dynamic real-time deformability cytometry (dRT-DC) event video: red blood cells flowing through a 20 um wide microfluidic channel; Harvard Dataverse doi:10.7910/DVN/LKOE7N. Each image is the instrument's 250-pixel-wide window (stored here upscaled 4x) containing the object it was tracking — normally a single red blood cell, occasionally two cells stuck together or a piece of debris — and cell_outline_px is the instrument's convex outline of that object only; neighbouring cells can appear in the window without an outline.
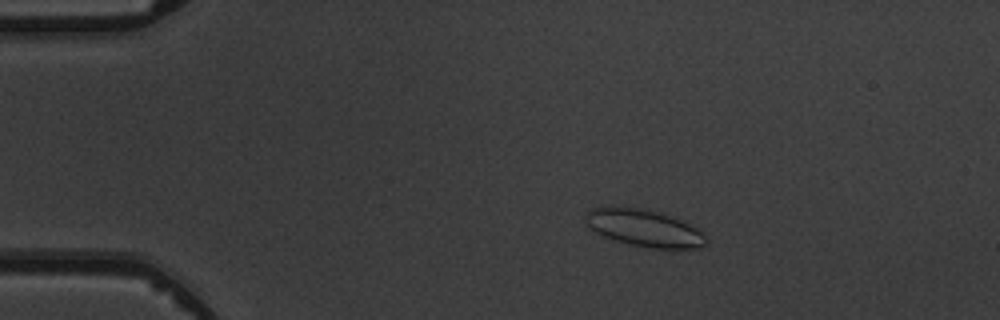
{"species": "common noctule bat (a hibernating species)", "species_latin": "Nyctalus noctula", "temperature_condition": "warm", "stored_images_in_passage": 8, "camera_frame_rate_fps": 3000, "um_per_image_px": 0.085, "animal": {"sex": "male", "body_mass_g": 19.5, "forearm_length_mm": 54.6}, "frame": {"image": 1, "passage_image": 4, "time_ms": 3.333, "image_size_px": [1000, 320], "cell_outline_px": [[708, 244], [700, 248], [648, 248], [628, 244], [612, 240], [596, 232], [584, 220], [588, 208], [612, 204], [644, 208], [692, 224], [708, 240]], "centroid_in_image_um": [54.69, 19.35], "position_along_channel_um": 30.3, "area_um2": 26.53}}
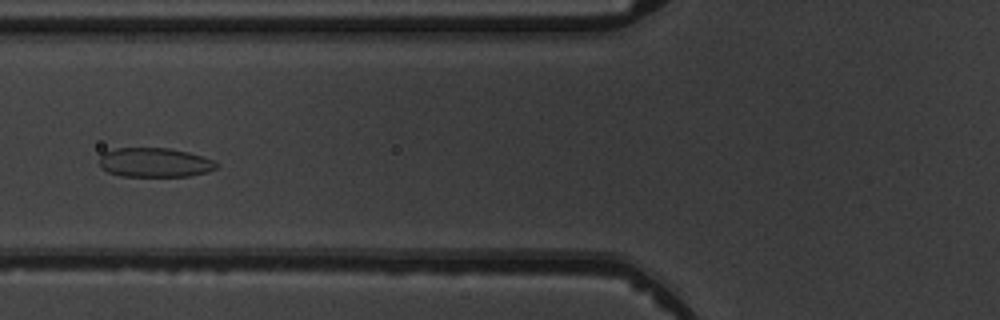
{"frame": {"image": 2, "passage_image": 7, "time_ms": 7.0, "image_size_px": [1000, 320], "cell_outline_px": [[220, 164], [216, 168], [208, 172], [188, 176], [120, 176], [108, 172], [100, 168], [100, 156], [104, 152], [116, 148], [168, 148], [188, 152], [216, 160]], "centroid_in_image_um": [13.17, 13.81], "position_along_channel_um": 112.6, "area_um2": 20.17}}
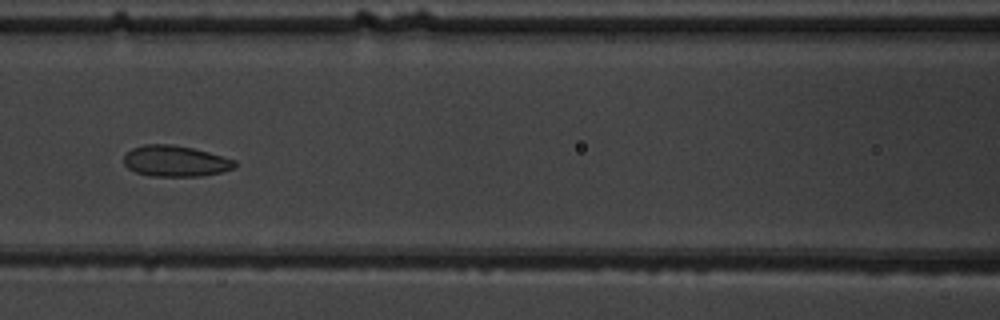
{"frame": {"image": 3, "passage_image": 8, "time_ms": 8.0, "image_size_px": [1000, 320], "cell_outline_px": [[236, 168], [220, 172], [200, 176], [148, 176], [136, 172], [128, 168], [124, 164], [124, 156], [132, 148], [144, 144], [172, 144], [192, 148], [208, 152], [236, 160]], "centroid_in_image_um": [14.9, 13.69], "position_along_channel_um": 151.7, "area_um2": 20.06}}